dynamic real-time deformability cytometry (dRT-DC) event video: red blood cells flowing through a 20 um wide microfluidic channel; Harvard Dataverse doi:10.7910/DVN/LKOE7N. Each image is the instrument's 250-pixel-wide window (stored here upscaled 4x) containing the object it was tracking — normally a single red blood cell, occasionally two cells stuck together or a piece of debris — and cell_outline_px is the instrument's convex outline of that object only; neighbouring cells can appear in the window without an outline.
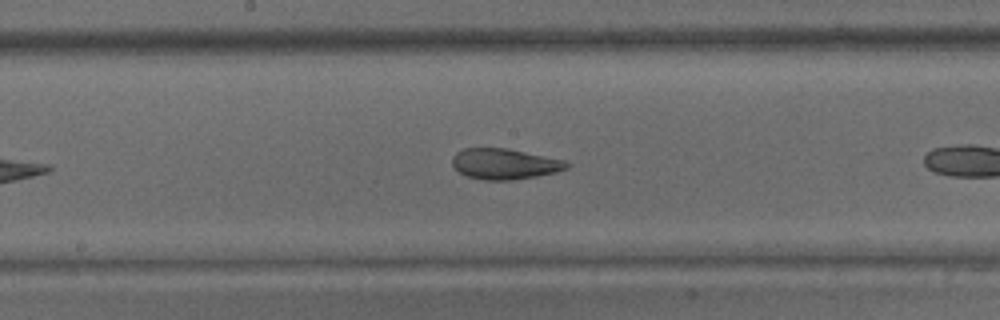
{"species": "common noctule bat (a hibernating species)", "species_latin": "Nyctalus noctula", "temperature_condition": "warm", "stored_images_in_passage": 9, "camera_frame_rate_fps": 3000, "um_per_image_px": 0.085, "animal": {"sex": "male", "body_mass_g": 15.6}, "frame": {"image": 1, "passage_image": 8, "time_ms": 2.333, "image_size_px": [1000, 320], "cell_outline_px": [[568, 168], [556, 172], [536, 176], [512, 180], [484, 180], [464, 176], [452, 164], [452, 156], [456, 152], [464, 148], [508, 148], [564, 160], [568, 164]], "centroid_in_image_um": [42.86, 13.93], "position_along_channel_um": 205.3, "area_um2": 20.46}}